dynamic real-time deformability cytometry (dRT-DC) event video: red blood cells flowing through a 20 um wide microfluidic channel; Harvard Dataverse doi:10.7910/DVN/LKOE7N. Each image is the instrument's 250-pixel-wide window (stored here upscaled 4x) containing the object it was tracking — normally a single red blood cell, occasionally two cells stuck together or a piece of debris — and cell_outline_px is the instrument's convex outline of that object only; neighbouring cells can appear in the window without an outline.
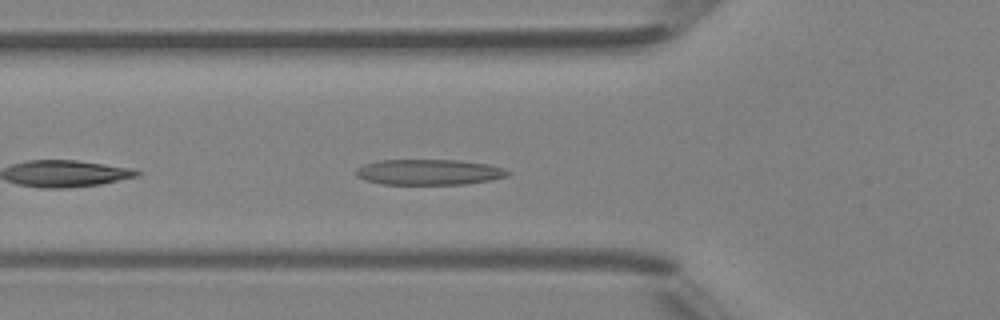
{"species": "Egyptian fruit bat (a non-hibernating species)", "species_latin": "Rousettus aegyptiacus", "temperature_condition": "room temperature", "stored_images_in_passage": 19, "camera_frame_rate_fps": 3000, "um_per_image_px": 0.085, "animal": {"sex": "female"}, "frame": {"image": 1, "passage_image": 4, "time_ms": 1.0, "image_size_px": [1000, 320], "cell_outline_px": [[512, 172], [508, 176], [488, 180], [464, 184], [384, 184], [364, 180], [356, 176], [356, 168], [364, 164], [376, 160], [460, 160], [488, 164], [504, 168]], "centroid_in_image_um": [36.45, 14.62], "position_along_channel_um": 89.4, "area_um2": 22.72}}
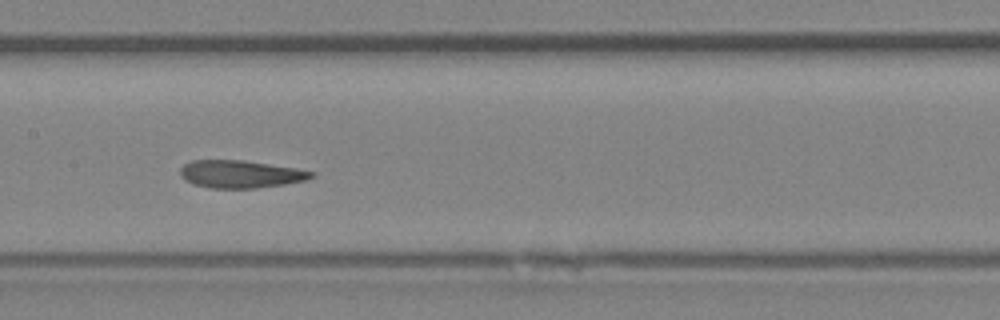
{"frame": {"image": 2, "passage_image": 11, "time_ms": 3.333, "image_size_px": [1000, 320], "cell_outline_px": [[316, 176], [304, 180], [284, 184], [256, 188], [212, 188], [196, 184], [180, 176], [180, 168], [184, 164], [192, 160], [240, 160], [268, 164], [292, 168], [312, 172]], "centroid_in_image_um": [20.4, 14.8], "position_along_channel_um": 187.0, "area_um2": 20.63}}